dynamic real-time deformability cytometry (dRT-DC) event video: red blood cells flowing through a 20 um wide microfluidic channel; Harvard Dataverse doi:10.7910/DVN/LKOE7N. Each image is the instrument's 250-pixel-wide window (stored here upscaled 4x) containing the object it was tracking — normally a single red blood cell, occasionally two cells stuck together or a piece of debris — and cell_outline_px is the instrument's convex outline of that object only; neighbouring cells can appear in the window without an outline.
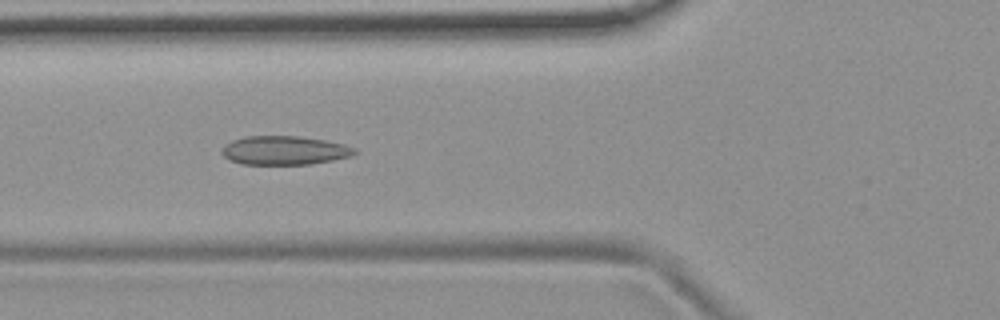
{"species": "common noctule bat (a hibernating species)", "species_latin": "Nyctalus noctula", "temperature_condition": "room temperature", "stored_images_in_passage": 55, "camera_frame_rate_fps": 3000, "um_per_image_px": 0.085, "animal": {"sex": "female", "body_mass_g": 19.9}, "frame": {"image": 1, "passage_image": 20, "time_ms": 6.333, "image_size_px": [1000, 320], "cell_outline_px": [[360, 152], [352, 156], [312, 164], [240, 164], [228, 160], [220, 152], [224, 144], [232, 140], [244, 136], [296, 136], [324, 140], [344, 144], [356, 148]], "centroid_in_image_um": [24.17, 12.78], "position_along_channel_um": 101.6, "area_um2": 22.54}}
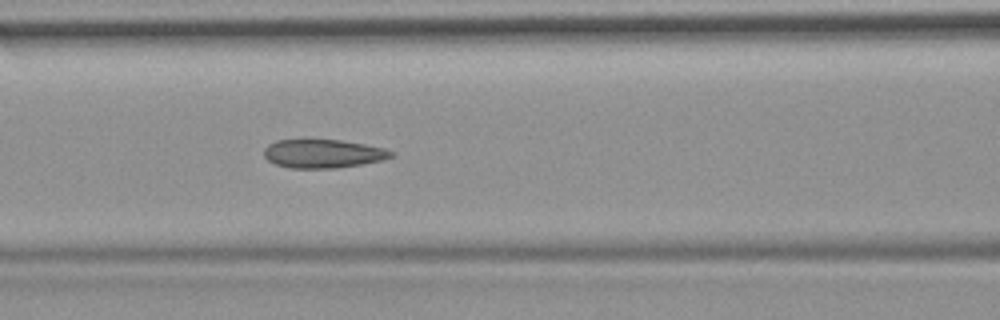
{"frame": {"image": 2, "passage_image": 23, "time_ms": 7.333, "image_size_px": [1000, 320], "cell_outline_px": [[396, 152], [392, 156], [380, 160], [364, 164], [336, 168], [292, 168], [276, 164], [268, 160], [264, 156], [264, 148], [268, 144], [276, 140], [308, 136], [340, 140], [364, 144], [384, 148]], "centroid_in_image_um": [27.4, 13.01], "position_along_channel_um": 139.2, "area_um2": 22.02}}
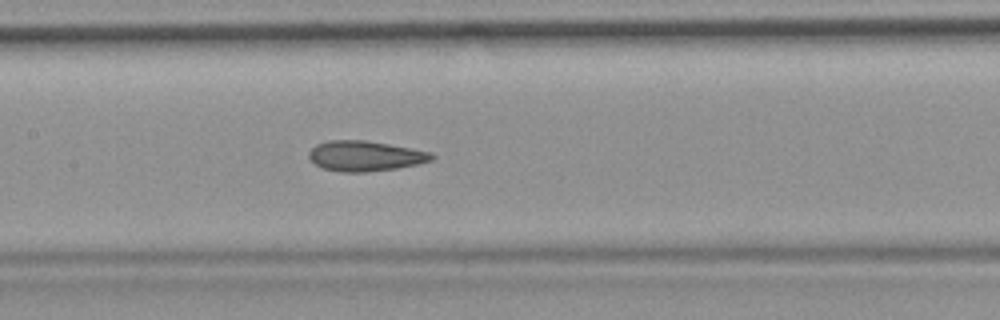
{"frame": {"image": 3, "passage_image": 26, "time_ms": 8.333, "image_size_px": [1000, 320], "cell_outline_px": [[436, 156], [432, 160], [416, 164], [396, 168], [364, 172], [340, 172], [324, 168], [316, 164], [308, 156], [308, 152], [316, 144], [328, 140], [364, 140], [412, 148], [432, 152]], "centroid_in_image_um": [31.04, 13.25], "position_along_channel_um": 176.4, "area_um2": 21.56}, "authors_computed_cell_mechanics": {"area_um2": 22.3686, "velocity_mm_per_s": 3.7298, "shape_relaxation_time_tau1_ms": null, "shape_relaxation_time_tau2_ms": 2.9535, "deformation_change_tau1": null, "deformation_change_tau2": 0.0933}}